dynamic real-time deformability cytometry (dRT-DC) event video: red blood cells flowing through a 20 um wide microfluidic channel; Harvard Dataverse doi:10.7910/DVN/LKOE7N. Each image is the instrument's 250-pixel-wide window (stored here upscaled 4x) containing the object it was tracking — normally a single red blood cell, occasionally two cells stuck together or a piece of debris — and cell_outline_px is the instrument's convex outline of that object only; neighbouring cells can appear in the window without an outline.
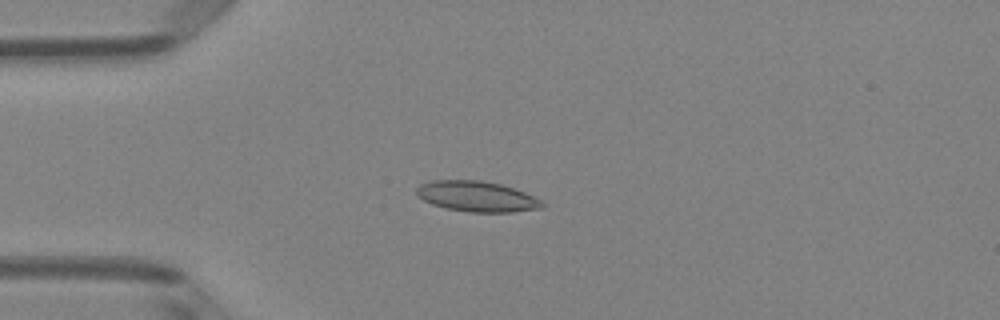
{"species": "Egyptian fruit bat (a non-hibernating species)", "species_latin": "Rousettus aegyptiacus", "temperature_condition": "room temperature", "stored_images_in_passage": 6, "camera_frame_rate_fps": 3000, "um_per_image_px": 0.085, "animal": {"sex": "female"}, "frame": {"image": 1, "passage_image": 3, "time_ms": 0.667, "image_size_px": [1000, 320], "cell_outline_px": [[544, 208], [512, 212], [468, 212], [444, 208], [432, 204], [416, 196], [416, 188], [420, 184], [432, 180], [480, 180], [500, 184], [524, 192], [540, 200], [544, 204]], "centroid_in_image_um": [40.49, 16.7], "position_along_channel_um": 44.5, "area_um2": 22.37}}
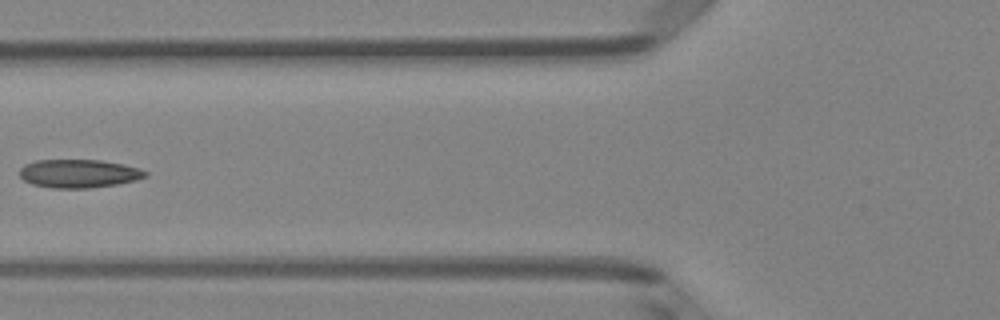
{"frame": {"image": 2, "passage_image": 5, "time_ms": 1.333, "image_size_px": [1000, 320], "cell_outline_px": [[148, 176], [136, 180], [116, 184], [88, 188], [52, 188], [32, 184], [24, 180], [20, 176], [20, 168], [24, 164], [36, 160], [100, 160], [124, 164], [140, 168], [148, 172]], "centroid_in_image_um": [6.71, 14.74], "position_along_channel_um": 119.1, "area_um2": 20.87}}
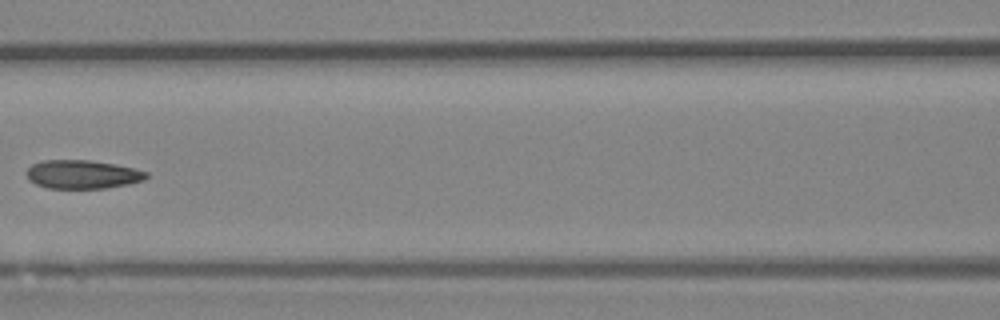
{"frame": {"image": 3, "passage_image": 6, "time_ms": 1.667, "image_size_px": [1000, 320], "cell_outline_px": [[148, 176], [144, 180], [128, 184], [104, 188], [48, 188], [36, 184], [28, 180], [24, 172], [32, 164], [44, 160], [88, 160], [116, 164], [148, 172]], "centroid_in_image_um": [6.97, 14.82], "position_along_channel_um": 159.6, "area_um2": 20.0}}